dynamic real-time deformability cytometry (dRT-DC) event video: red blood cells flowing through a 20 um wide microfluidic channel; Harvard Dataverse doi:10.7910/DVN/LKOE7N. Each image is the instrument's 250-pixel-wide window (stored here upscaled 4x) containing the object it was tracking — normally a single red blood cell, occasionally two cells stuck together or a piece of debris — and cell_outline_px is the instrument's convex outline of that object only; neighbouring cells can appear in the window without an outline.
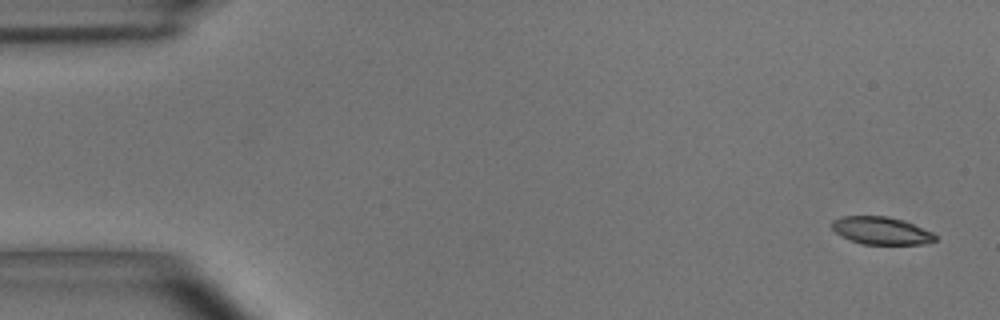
{"species": "common noctule bat (a hibernating species)", "species_latin": "Nyctalus noctula", "temperature_condition": "room temperature", "stored_images_in_passage": 6, "camera_frame_rate_fps": 3000, "um_per_image_px": 0.085, "animal": {"sex": "male", "body_mass_g": 15.6}, "frame": {"image": 1, "passage_image": 1, "time_ms": 0.0, "image_size_px": [1000, 320], "cell_outline_px": [[936, 240], [924, 244], [860, 244], [836, 232], [832, 228], [832, 220], [840, 216], [888, 216], [904, 220], [932, 232], [936, 236]], "centroid_in_image_um": [74.91, 19.59], "position_along_channel_um": 10.1, "area_um2": 16.53}}